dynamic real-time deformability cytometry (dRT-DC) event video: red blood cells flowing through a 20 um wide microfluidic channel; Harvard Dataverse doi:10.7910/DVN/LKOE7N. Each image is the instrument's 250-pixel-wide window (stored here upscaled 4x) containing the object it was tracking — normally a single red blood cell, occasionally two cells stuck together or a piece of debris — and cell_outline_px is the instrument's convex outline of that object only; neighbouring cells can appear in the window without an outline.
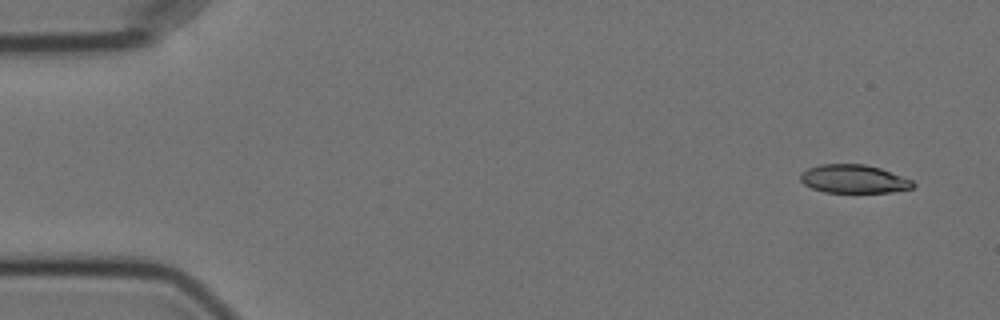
{"species": "Egyptian fruit bat (a non-hibernating species)", "species_latin": "Rousettus aegyptiacus", "temperature_condition": "cold", "stored_images_in_passage": 55, "camera_frame_rate_fps": 3000, "um_per_image_px": 0.085, "animal": {"sex": "female"}, "frame": {"image": 1, "passage_image": 1, "time_ms": 0.0, "image_size_px": [1000, 320], "cell_outline_px": [[916, 184], [912, 188], [888, 192], [824, 192], [812, 188], [804, 184], [800, 180], [800, 172], [808, 168], [820, 164], [864, 164], [880, 168], [912, 180]], "centroid_in_image_um": [72.54, 15.2], "position_along_channel_um": 12.5, "area_um2": 18.55}}
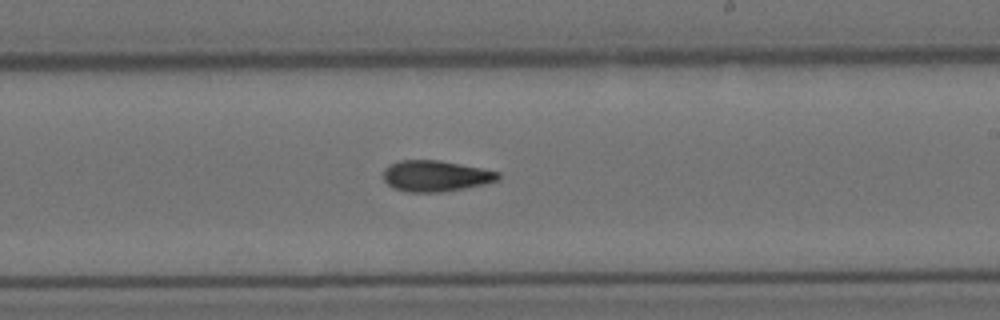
{"frame": {"image": 2, "passage_image": 31, "time_ms": 10.0, "image_size_px": [1000, 320], "cell_outline_px": [[500, 176], [496, 180], [484, 184], [444, 192], [408, 192], [392, 188], [384, 180], [384, 168], [388, 164], [400, 160], [440, 160], [500, 172]], "centroid_in_image_um": [36.99, 14.95], "position_along_channel_um": 252.0, "area_um2": 20.75}}
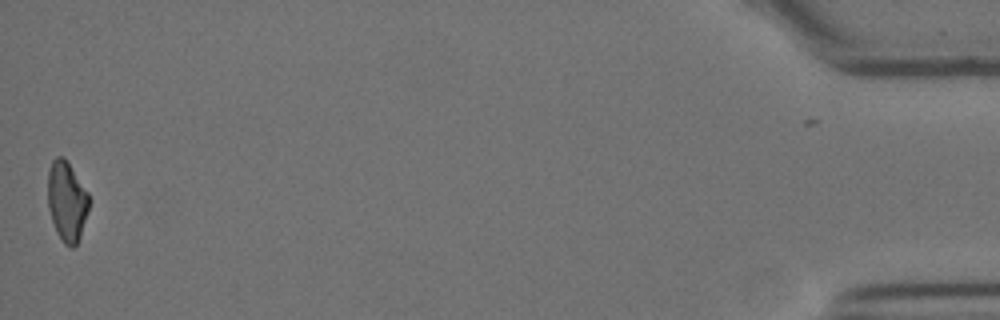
{"frame": {"image": 3, "passage_image": 54, "time_ms": 17.667, "image_size_px": [1000, 320], "cell_outline_px": [[88, 208], [80, 236], [76, 244], [72, 248], [64, 244], [56, 232], [48, 208], [48, 168], [52, 160], [56, 156], [64, 156], [88, 192]], "centroid_in_image_um": [5.65, 17.08], "position_along_channel_um": 429.5, "area_um2": 19.07}, "authors_computed_cell_mechanics": {"area_um2": 20.3456, "velocity_mm_per_s": 3.5591, "shape_relaxation_time_tau1_ms": 7.1001, "shape_relaxation_time_tau2_ms": 6.589, "deformation_change_tau1": 0.199, "deformation_change_tau2": 0.1526}}